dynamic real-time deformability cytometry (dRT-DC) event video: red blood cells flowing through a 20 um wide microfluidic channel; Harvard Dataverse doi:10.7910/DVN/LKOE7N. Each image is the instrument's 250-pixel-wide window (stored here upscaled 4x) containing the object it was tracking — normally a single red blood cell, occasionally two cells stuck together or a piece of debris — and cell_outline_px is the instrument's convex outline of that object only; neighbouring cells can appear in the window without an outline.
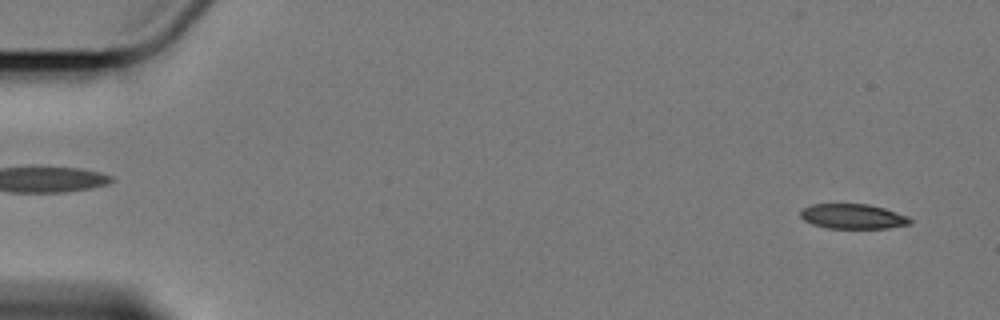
{"species": "Egyptian fruit bat (a non-hibernating species)", "species_latin": "Rousettus aegyptiacus", "temperature_condition": "cold", "stored_images_in_passage": 5, "camera_frame_rate_fps": 3000, "um_per_image_px": 0.085, "animal": {"sex": "female"}, "frame": {"image": 1, "passage_image": 1, "time_ms": 0.0, "image_size_px": [1000, 320], "cell_outline_px": [[912, 224], [888, 228], [828, 228], [812, 224], [804, 220], [800, 216], [800, 212], [804, 208], [812, 204], [868, 204], [884, 208], [908, 216], [912, 220]], "centroid_in_image_um": [72.52, 18.4], "position_along_channel_um": 12.5, "area_um2": 15.9}}
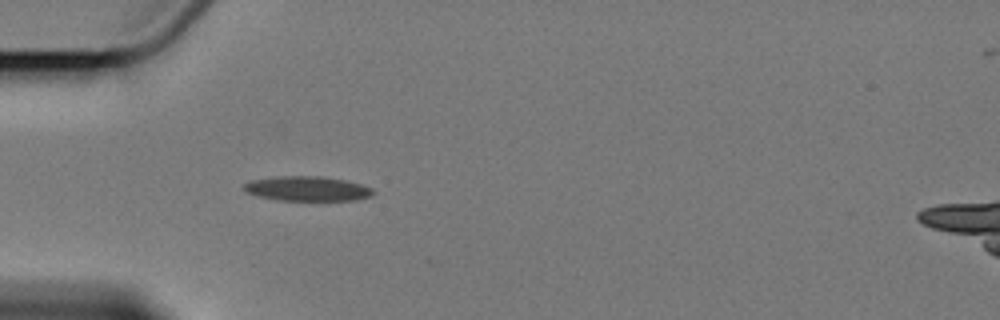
{"frame": {"image": 2, "passage_image": 5, "time_ms": 5.0, "image_size_px": [1000, 320], "cell_outline_px": [[376, 192], [372, 196], [356, 200], [280, 200], [260, 196], [248, 192], [244, 188], [244, 184], [252, 180], [276, 176], [320, 176], [344, 180], [360, 184], [372, 188]], "centroid_in_image_um": [26.17, 16.03], "position_along_channel_um": 58.8, "area_um2": 18.38}}